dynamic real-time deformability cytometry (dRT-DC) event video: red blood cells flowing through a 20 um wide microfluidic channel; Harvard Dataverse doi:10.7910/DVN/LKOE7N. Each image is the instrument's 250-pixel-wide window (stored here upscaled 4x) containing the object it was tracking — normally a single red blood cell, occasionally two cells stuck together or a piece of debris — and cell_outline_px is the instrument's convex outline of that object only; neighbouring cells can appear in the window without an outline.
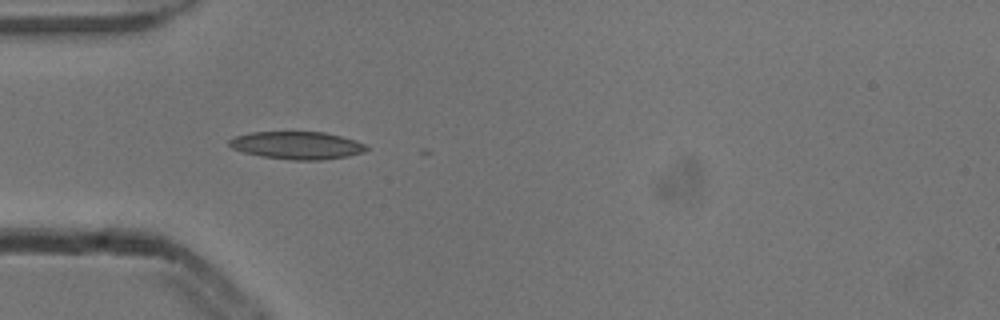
{"species": "common noctule bat (a hibernating species)", "species_latin": "Nyctalus noctula", "temperature_condition": "cold", "stored_images_in_passage": 6, "camera_frame_rate_fps": 3000, "um_per_image_px": 0.085, "animal": {"sex": "male", "body_mass_g": 13.3}, "frame": {"image": 1, "passage_image": 4, "time_ms": 1.0, "image_size_px": [1000, 320], "cell_outline_px": [[368, 148], [364, 152], [348, 156], [320, 160], [292, 160], [260, 156], [244, 152], [232, 148], [228, 144], [228, 140], [236, 136], [252, 132], [324, 132], [356, 140], [364, 144]], "centroid_in_image_um": [25.24, 12.36], "position_along_channel_um": 59.8, "area_um2": 22.02}}
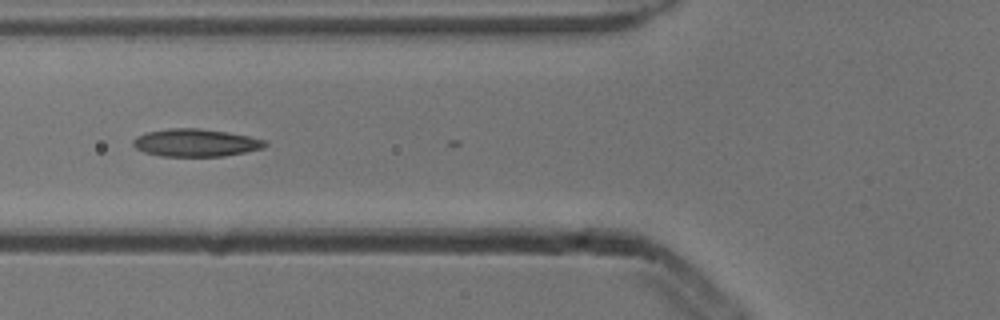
{"frame": {"image": 2, "passage_image": 5, "time_ms": 1.333, "image_size_px": [1000, 320], "cell_outline_px": [[268, 144], [264, 148], [224, 156], [160, 156], [144, 152], [136, 148], [132, 144], [132, 140], [136, 136], [148, 132], [168, 128], [196, 128], [228, 132], [248, 136], [264, 140]], "centroid_in_image_um": [16.61, 12.13], "position_along_channel_um": 109.2, "area_um2": 21.21}}